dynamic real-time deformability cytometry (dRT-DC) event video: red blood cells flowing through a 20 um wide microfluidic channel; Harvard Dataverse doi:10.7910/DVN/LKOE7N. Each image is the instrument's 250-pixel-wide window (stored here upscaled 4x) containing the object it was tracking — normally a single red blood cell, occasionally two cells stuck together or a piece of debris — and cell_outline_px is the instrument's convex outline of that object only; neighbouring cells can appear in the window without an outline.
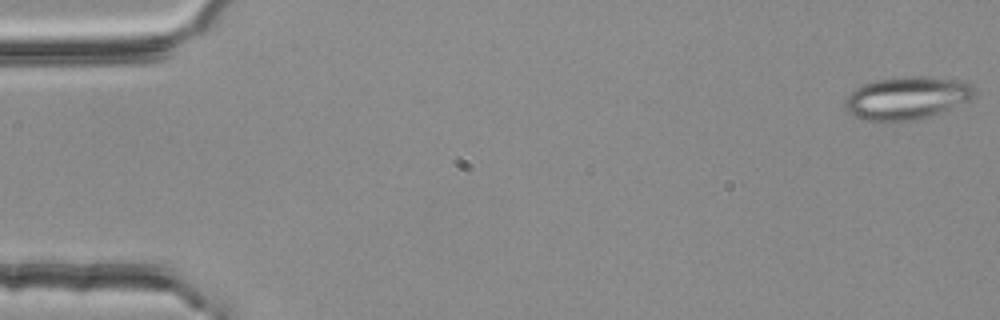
{"species": "common noctule bat (a hibernating species)", "species_latin": "Nyctalus noctula", "temperature_condition": "room temperature", "stored_images_in_passage": 4, "camera_frame_rate_fps": 3000, "um_per_image_px": 0.085, "animal": {"sex": "female", "body_mass_g": 25.1}, "frame": {"image": 1, "passage_image": 1, "time_ms": 0.0, "image_size_px": [1000, 320], "cell_outline_px": [[976, 92], [968, 100], [928, 116], [916, 120], [892, 124], [888, 124], [864, 120], [852, 116], [848, 112], [844, 100], [856, 88], [872, 80], [900, 76], [924, 76], [952, 80], [972, 84]], "centroid_in_image_um": [76.99, 8.36], "position_along_channel_um": 8.0, "area_um2": 32.48}}